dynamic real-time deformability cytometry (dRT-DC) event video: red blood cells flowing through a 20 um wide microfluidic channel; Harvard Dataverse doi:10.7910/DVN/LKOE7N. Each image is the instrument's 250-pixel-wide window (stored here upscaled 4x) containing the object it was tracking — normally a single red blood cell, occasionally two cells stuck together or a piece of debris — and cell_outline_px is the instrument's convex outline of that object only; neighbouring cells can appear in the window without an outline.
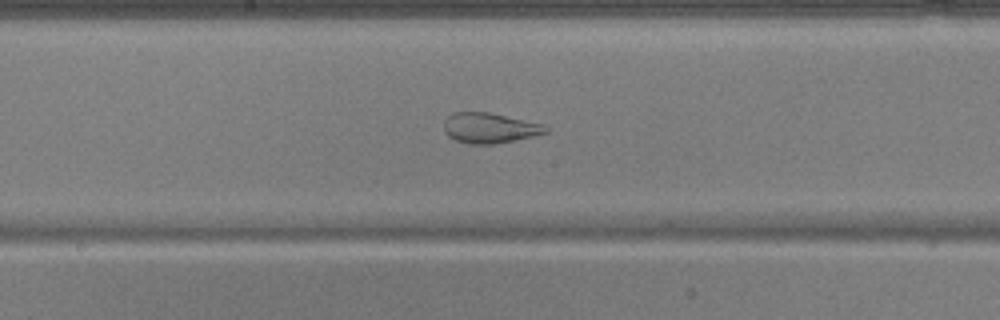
{"species": "common noctule bat (a hibernating species)", "species_latin": "Nyctalus noctula", "temperature_condition": "warm", "stored_images_in_passage": 54, "camera_frame_rate_fps": 3000, "um_per_image_px": 0.085, "animal": {"sex": "male", "body_mass_g": 17.9, "forearm_length_mm": 54.2}, "frame": {"image": 1, "passage_image": 29, "time_ms": 9.333, "image_size_px": [1000, 320], "cell_outline_px": [[548, 132], [516, 140], [492, 144], [468, 144], [456, 140], [448, 136], [444, 132], [444, 120], [452, 112], [488, 112], [544, 124], [548, 128]], "centroid_in_image_um": [41.59, 10.88], "position_along_channel_um": 206.6, "area_um2": 17.98}}
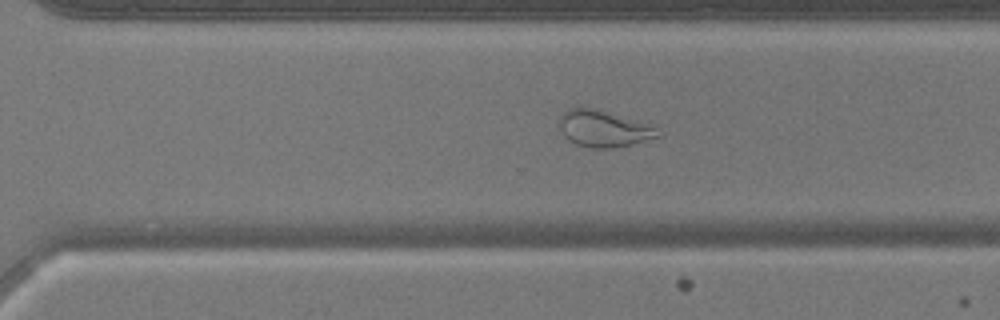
{"frame": {"image": 2, "passage_image": 38, "time_ms": 12.333, "image_size_px": [1000, 320], "cell_outline_px": [[660, 136], [632, 144], [612, 148], [592, 148], [576, 144], [568, 140], [564, 136], [560, 128], [560, 116], [568, 108], [596, 108], [644, 124], [652, 128]], "centroid_in_image_um": [51.2, 10.95], "position_along_channel_um": 319.4, "area_um2": 20.23}}
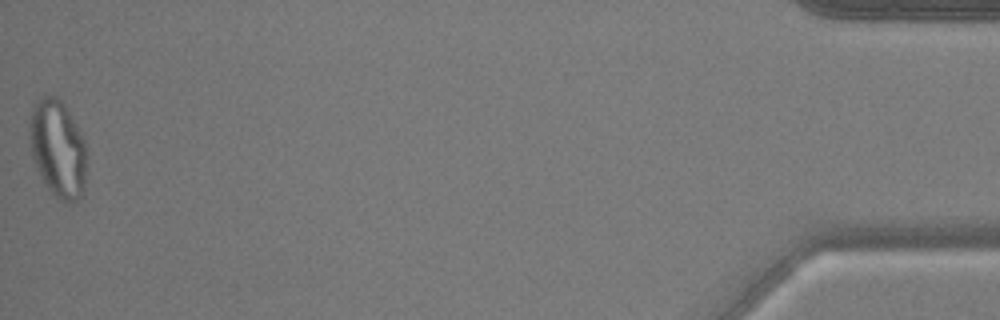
{"frame": {"image": 3, "passage_image": 54, "time_ms": 17.667, "image_size_px": [1000, 320], "cell_outline_px": [[84, 196], [68, 204], [60, 200], [48, 188], [40, 176], [36, 168], [28, 144], [28, 132], [32, 104], [40, 96], [56, 96], [60, 100], [68, 112], [80, 132], [84, 140]], "centroid_in_image_um": [4.85, 12.64], "position_along_channel_um": 430.3, "area_um2": 32.37}, "authors_computed_cell_mechanics": {"area_um2": 28.033, "velocity_mm_per_s": 3.7725, "shape_relaxation_time_tau1_ms": null, "shape_relaxation_time_tau2_ms": 0.8462, "deformation_change_tau1": null, "deformation_change_tau2": 0.0751}}